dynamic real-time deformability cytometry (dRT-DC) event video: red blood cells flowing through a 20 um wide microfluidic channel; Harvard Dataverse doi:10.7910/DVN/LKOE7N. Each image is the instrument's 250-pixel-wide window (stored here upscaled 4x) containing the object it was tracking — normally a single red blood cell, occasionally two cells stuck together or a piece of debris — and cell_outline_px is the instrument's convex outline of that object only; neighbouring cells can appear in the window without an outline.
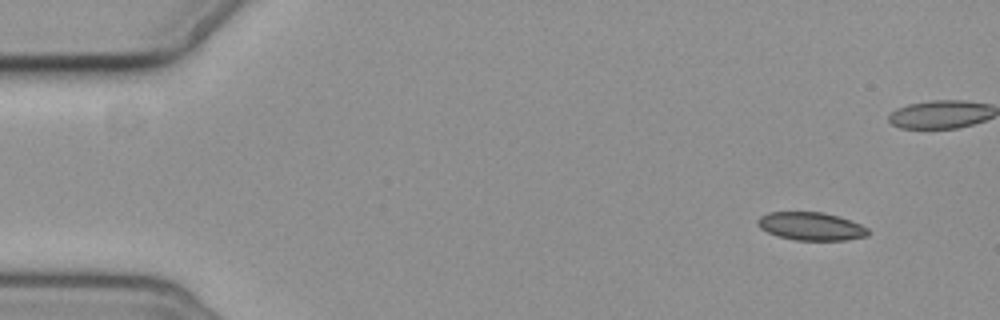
{"species": "common noctule bat (a hibernating species)", "species_latin": "Nyctalus noctula", "temperature_condition": "cold", "stored_images_in_passage": 5, "camera_frame_rate_fps": 3000, "um_per_image_px": 0.085, "animal": {"sex": "female", "body_mass_g": 19.3, "forearm_length_mm": 54.1}, "frame": {"image": 1, "passage_image": 1, "time_ms": 0.0, "image_size_px": [1000, 320], "cell_outline_px": [[868, 236], [844, 240], [796, 240], [776, 236], [760, 228], [756, 224], [756, 220], [760, 216], [768, 212], [824, 212], [840, 216], [860, 224], [868, 228]], "centroid_in_image_um": [68.91, 19.23], "position_along_channel_um": 16.1, "area_um2": 18.21}}